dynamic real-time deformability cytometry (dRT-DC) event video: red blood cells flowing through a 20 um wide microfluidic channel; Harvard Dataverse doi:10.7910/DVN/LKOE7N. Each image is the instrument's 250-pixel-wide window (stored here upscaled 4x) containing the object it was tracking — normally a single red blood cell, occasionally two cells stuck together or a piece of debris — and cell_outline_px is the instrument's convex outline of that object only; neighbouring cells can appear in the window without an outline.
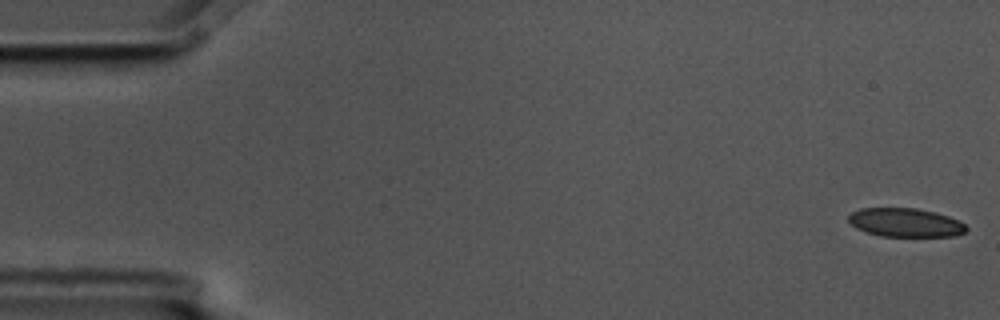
{"species": "common noctule bat (a hibernating species)", "species_latin": "Nyctalus noctula", "temperature_condition": "cold", "stored_images_in_passage": 4, "camera_frame_rate_fps": 3000, "um_per_image_px": 0.085, "animal": {"sex": "male", "body_mass_g": 17.5, "forearm_length_mm": 52.3}, "frame": {"image": 1, "passage_image": 1, "time_ms": 0.0, "image_size_px": [1000, 320], "cell_outline_px": [[968, 228], [964, 232], [956, 236], [880, 236], [856, 228], [848, 220], [848, 216], [852, 212], [860, 208], [916, 208], [948, 216], [964, 224]], "centroid_in_image_um": [76.94, 18.92], "position_along_channel_um": 8.1, "area_um2": 19.48}}